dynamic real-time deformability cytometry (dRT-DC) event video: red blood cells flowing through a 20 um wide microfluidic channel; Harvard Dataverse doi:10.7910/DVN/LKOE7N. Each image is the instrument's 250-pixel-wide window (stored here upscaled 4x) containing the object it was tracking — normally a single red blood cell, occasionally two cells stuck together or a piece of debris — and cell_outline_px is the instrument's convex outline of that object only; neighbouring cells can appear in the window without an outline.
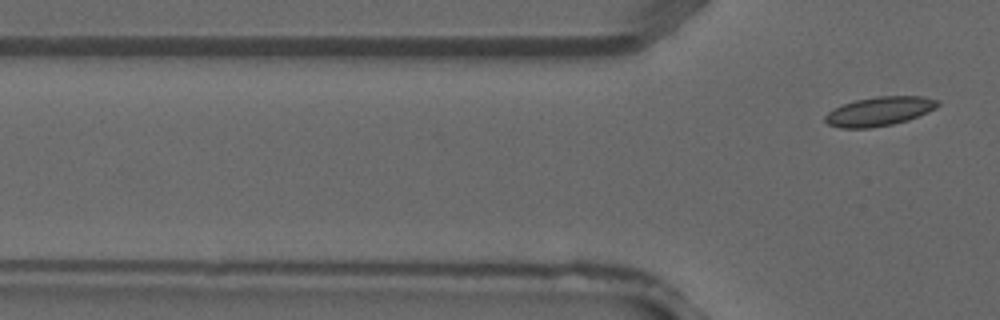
{"species": "common noctule bat (a hibernating species)", "species_latin": "Nyctalus noctula", "temperature_condition": "warm", "stored_images_in_passage": 4, "camera_frame_rate_fps": 3000, "um_per_image_px": 0.085, "animal": {"sex": "male", "forearm_length_mm": 52.5}, "frame": {"image": 1, "passage_image": 4, "time_ms": 1.0, "image_size_px": [1000, 320], "cell_outline_px": [[940, 104], [936, 108], [928, 112], [908, 120], [892, 124], [872, 128], [840, 128], [828, 124], [824, 120], [824, 116], [828, 112], [844, 104], [856, 100], [876, 96], [920, 96], [940, 100]], "centroid_in_image_um": [74.77, 9.46], "position_along_channel_um": 51.0, "area_um2": 19.07}}